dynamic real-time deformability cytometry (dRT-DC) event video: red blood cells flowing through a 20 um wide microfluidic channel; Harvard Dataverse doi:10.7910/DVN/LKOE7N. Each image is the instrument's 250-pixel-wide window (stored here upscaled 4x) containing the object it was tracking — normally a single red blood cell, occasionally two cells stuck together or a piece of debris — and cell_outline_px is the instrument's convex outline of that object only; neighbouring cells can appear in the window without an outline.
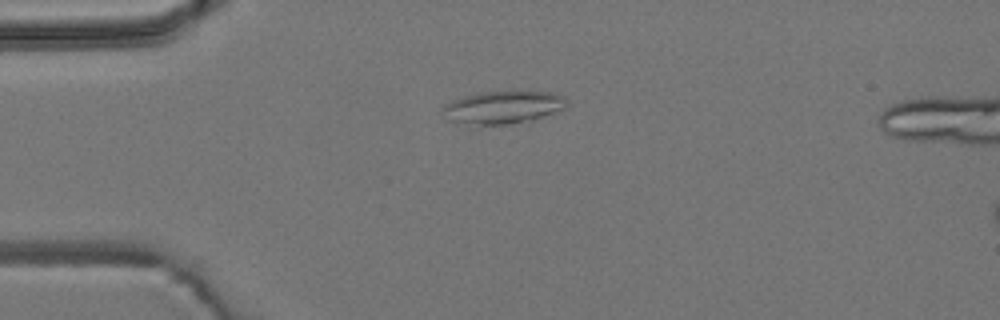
{"species": "common noctule bat (a hibernating species)", "species_latin": "Nyctalus noctula", "temperature_condition": "room temperature", "stored_images_in_passage": 2, "camera_frame_rate_fps": 3000, "um_per_image_px": 0.085, "animal": {"sex": "male", "body_mass_g": 19.2, "forearm_length_mm": 51.8}, "frame": {"image": 1, "passage_image": 1, "time_ms": 0.0, "image_size_px": [1000, 320], "cell_outline_px": [[568, 104], [564, 108], [540, 116], [508, 124], [480, 124], [448, 120], [444, 108], [444, 104], [452, 100], [464, 96], [480, 92], [552, 92], [564, 96]], "centroid_in_image_um": [42.76, 9.09], "position_along_channel_um": 42.2, "area_um2": 22.66}}